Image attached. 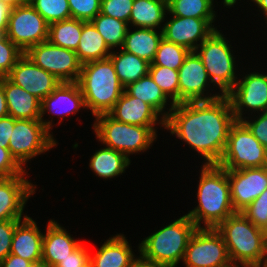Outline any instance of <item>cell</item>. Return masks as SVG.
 <instances>
[{
	"label": "cell",
	"instance_id": "cell-1",
	"mask_svg": "<svg viewBox=\"0 0 267 267\" xmlns=\"http://www.w3.org/2000/svg\"><path fill=\"white\" fill-rule=\"evenodd\" d=\"M165 129L196 150L206 163L218 164L236 121L226 95L212 101L177 103L163 113Z\"/></svg>",
	"mask_w": 267,
	"mask_h": 267
},
{
	"label": "cell",
	"instance_id": "cell-2",
	"mask_svg": "<svg viewBox=\"0 0 267 267\" xmlns=\"http://www.w3.org/2000/svg\"><path fill=\"white\" fill-rule=\"evenodd\" d=\"M197 190L198 206L186 214L197 228H216L236 211L232 205L227 170L203 164Z\"/></svg>",
	"mask_w": 267,
	"mask_h": 267
},
{
	"label": "cell",
	"instance_id": "cell-3",
	"mask_svg": "<svg viewBox=\"0 0 267 267\" xmlns=\"http://www.w3.org/2000/svg\"><path fill=\"white\" fill-rule=\"evenodd\" d=\"M216 230L223 237L233 266L258 267L267 258V232L241 212L232 214Z\"/></svg>",
	"mask_w": 267,
	"mask_h": 267
},
{
	"label": "cell",
	"instance_id": "cell-4",
	"mask_svg": "<svg viewBox=\"0 0 267 267\" xmlns=\"http://www.w3.org/2000/svg\"><path fill=\"white\" fill-rule=\"evenodd\" d=\"M77 83L86 109H90L95 117L108 114L125 89L110 58L83 64Z\"/></svg>",
	"mask_w": 267,
	"mask_h": 267
},
{
	"label": "cell",
	"instance_id": "cell-5",
	"mask_svg": "<svg viewBox=\"0 0 267 267\" xmlns=\"http://www.w3.org/2000/svg\"><path fill=\"white\" fill-rule=\"evenodd\" d=\"M197 229L185 214L146 237L139 244L140 256L150 262L176 267L184 258L188 241Z\"/></svg>",
	"mask_w": 267,
	"mask_h": 267
},
{
	"label": "cell",
	"instance_id": "cell-6",
	"mask_svg": "<svg viewBox=\"0 0 267 267\" xmlns=\"http://www.w3.org/2000/svg\"><path fill=\"white\" fill-rule=\"evenodd\" d=\"M93 125L96 137L106 147L125 154L147 150L157 138L154 126H137L119 122L109 114L95 117Z\"/></svg>",
	"mask_w": 267,
	"mask_h": 267
},
{
	"label": "cell",
	"instance_id": "cell-7",
	"mask_svg": "<svg viewBox=\"0 0 267 267\" xmlns=\"http://www.w3.org/2000/svg\"><path fill=\"white\" fill-rule=\"evenodd\" d=\"M226 169L267 166V149L254 137L242 121H235L229 130L224 153L217 164Z\"/></svg>",
	"mask_w": 267,
	"mask_h": 267
},
{
	"label": "cell",
	"instance_id": "cell-8",
	"mask_svg": "<svg viewBox=\"0 0 267 267\" xmlns=\"http://www.w3.org/2000/svg\"><path fill=\"white\" fill-rule=\"evenodd\" d=\"M222 32L217 29L200 44L195 52L201 58L210 81L226 95L238 80L235 58ZM200 48V49H199ZM199 49V51H198Z\"/></svg>",
	"mask_w": 267,
	"mask_h": 267
},
{
	"label": "cell",
	"instance_id": "cell-9",
	"mask_svg": "<svg viewBox=\"0 0 267 267\" xmlns=\"http://www.w3.org/2000/svg\"><path fill=\"white\" fill-rule=\"evenodd\" d=\"M183 262L186 267H233L227 246L216 228H197L190 237Z\"/></svg>",
	"mask_w": 267,
	"mask_h": 267
},
{
	"label": "cell",
	"instance_id": "cell-10",
	"mask_svg": "<svg viewBox=\"0 0 267 267\" xmlns=\"http://www.w3.org/2000/svg\"><path fill=\"white\" fill-rule=\"evenodd\" d=\"M56 145V140L40 119H14L8 148L21 166Z\"/></svg>",
	"mask_w": 267,
	"mask_h": 267
},
{
	"label": "cell",
	"instance_id": "cell-11",
	"mask_svg": "<svg viewBox=\"0 0 267 267\" xmlns=\"http://www.w3.org/2000/svg\"><path fill=\"white\" fill-rule=\"evenodd\" d=\"M25 54L61 82H78L82 64L74 50L56 46L47 40L30 47Z\"/></svg>",
	"mask_w": 267,
	"mask_h": 267
},
{
	"label": "cell",
	"instance_id": "cell-12",
	"mask_svg": "<svg viewBox=\"0 0 267 267\" xmlns=\"http://www.w3.org/2000/svg\"><path fill=\"white\" fill-rule=\"evenodd\" d=\"M49 24L29 1L11 10L6 36L25 53L30 47L48 40Z\"/></svg>",
	"mask_w": 267,
	"mask_h": 267
},
{
	"label": "cell",
	"instance_id": "cell-13",
	"mask_svg": "<svg viewBox=\"0 0 267 267\" xmlns=\"http://www.w3.org/2000/svg\"><path fill=\"white\" fill-rule=\"evenodd\" d=\"M229 98L235 120L245 119L243 107L253 112H267V74L250 73L236 82L226 94Z\"/></svg>",
	"mask_w": 267,
	"mask_h": 267
},
{
	"label": "cell",
	"instance_id": "cell-14",
	"mask_svg": "<svg viewBox=\"0 0 267 267\" xmlns=\"http://www.w3.org/2000/svg\"><path fill=\"white\" fill-rule=\"evenodd\" d=\"M231 201L241 212L267 189V166L227 170Z\"/></svg>",
	"mask_w": 267,
	"mask_h": 267
},
{
	"label": "cell",
	"instance_id": "cell-15",
	"mask_svg": "<svg viewBox=\"0 0 267 267\" xmlns=\"http://www.w3.org/2000/svg\"><path fill=\"white\" fill-rule=\"evenodd\" d=\"M172 17L162 26L163 38L190 51H195L217 29L212 24L215 18Z\"/></svg>",
	"mask_w": 267,
	"mask_h": 267
},
{
	"label": "cell",
	"instance_id": "cell-16",
	"mask_svg": "<svg viewBox=\"0 0 267 267\" xmlns=\"http://www.w3.org/2000/svg\"><path fill=\"white\" fill-rule=\"evenodd\" d=\"M179 73V103L212 101L223 94L204 95L206 87L212 83L208 77L201 58L195 51H191L184 63L178 69Z\"/></svg>",
	"mask_w": 267,
	"mask_h": 267
},
{
	"label": "cell",
	"instance_id": "cell-17",
	"mask_svg": "<svg viewBox=\"0 0 267 267\" xmlns=\"http://www.w3.org/2000/svg\"><path fill=\"white\" fill-rule=\"evenodd\" d=\"M6 77L40 101L47 97L61 82L53 74L37 66L25 53L17 60Z\"/></svg>",
	"mask_w": 267,
	"mask_h": 267
},
{
	"label": "cell",
	"instance_id": "cell-18",
	"mask_svg": "<svg viewBox=\"0 0 267 267\" xmlns=\"http://www.w3.org/2000/svg\"><path fill=\"white\" fill-rule=\"evenodd\" d=\"M24 174L0 178V221L22 220L27 199L35 192V186Z\"/></svg>",
	"mask_w": 267,
	"mask_h": 267
},
{
	"label": "cell",
	"instance_id": "cell-19",
	"mask_svg": "<svg viewBox=\"0 0 267 267\" xmlns=\"http://www.w3.org/2000/svg\"><path fill=\"white\" fill-rule=\"evenodd\" d=\"M85 108L84 97L81 88L77 82H60V84L41 101L40 121L50 131L52 129L51 121L43 120L44 114L55 113V115H69ZM52 111V112H51Z\"/></svg>",
	"mask_w": 267,
	"mask_h": 267
},
{
	"label": "cell",
	"instance_id": "cell-20",
	"mask_svg": "<svg viewBox=\"0 0 267 267\" xmlns=\"http://www.w3.org/2000/svg\"><path fill=\"white\" fill-rule=\"evenodd\" d=\"M43 233L31 217L17 223L11 243L10 254L31 261L36 267L41 266Z\"/></svg>",
	"mask_w": 267,
	"mask_h": 267
},
{
	"label": "cell",
	"instance_id": "cell-21",
	"mask_svg": "<svg viewBox=\"0 0 267 267\" xmlns=\"http://www.w3.org/2000/svg\"><path fill=\"white\" fill-rule=\"evenodd\" d=\"M81 244V241L77 242L56 221L50 220L42 240L41 266L55 267Z\"/></svg>",
	"mask_w": 267,
	"mask_h": 267
},
{
	"label": "cell",
	"instance_id": "cell-22",
	"mask_svg": "<svg viewBox=\"0 0 267 267\" xmlns=\"http://www.w3.org/2000/svg\"><path fill=\"white\" fill-rule=\"evenodd\" d=\"M108 114L119 122L131 125L156 126L159 123L165 126V120H158L159 114L149 104L130 96L125 90Z\"/></svg>",
	"mask_w": 267,
	"mask_h": 267
},
{
	"label": "cell",
	"instance_id": "cell-23",
	"mask_svg": "<svg viewBox=\"0 0 267 267\" xmlns=\"http://www.w3.org/2000/svg\"><path fill=\"white\" fill-rule=\"evenodd\" d=\"M5 93L9 116L14 119L36 120L41 118V101L15 85L7 77L0 80Z\"/></svg>",
	"mask_w": 267,
	"mask_h": 267
},
{
	"label": "cell",
	"instance_id": "cell-24",
	"mask_svg": "<svg viewBox=\"0 0 267 267\" xmlns=\"http://www.w3.org/2000/svg\"><path fill=\"white\" fill-rule=\"evenodd\" d=\"M132 252L125 236L117 234L106 240L96 254L92 256L90 253V265L92 267H130L136 259Z\"/></svg>",
	"mask_w": 267,
	"mask_h": 267
},
{
	"label": "cell",
	"instance_id": "cell-25",
	"mask_svg": "<svg viewBox=\"0 0 267 267\" xmlns=\"http://www.w3.org/2000/svg\"><path fill=\"white\" fill-rule=\"evenodd\" d=\"M162 38V30L157 33V30L152 28H135V31L131 32L128 28L122 49L151 64Z\"/></svg>",
	"mask_w": 267,
	"mask_h": 267
},
{
	"label": "cell",
	"instance_id": "cell-26",
	"mask_svg": "<svg viewBox=\"0 0 267 267\" xmlns=\"http://www.w3.org/2000/svg\"><path fill=\"white\" fill-rule=\"evenodd\" d=\"M168 12L167 0H134L129 25L139 28L161 27Z\"/></svg>",
	"mask_w": 267,
	"mask_h": 267
},
{
	"label": "cell",
	"instance_id": "cell-27",
	"mask_svg": "<svg viewBox=\"0 0 267 267\" xmlns=\"http://www.w3.org/2000/svg\"><path fill=\"white\" fill-rule=\"evenodd\" d=\"M111 49L91 21H83L82 35L76 49L81 64L109 58Z\"/></svg>",
	"mask_w": 267,
	"mask_h": 267
},
{
	"label": "cell",
	"instance_id": "cell-28",
	"mask_svg": "<svg viewBox=\"0 0 267 267\" xmlns=\"http://www.w3.org/2000/svg\"><path fill=\"white\" fill-rule=\"evenodd\" d=\"M109 58L113 62L119 81L124 87L148 74L150 63L124 51L122 48L118 53L111 51Z\"/></svg>",
	"mask_w": 267,
	"mask_h": 267
},
{
	"label": "cell",
	"instance_id": "cell-29",
	"mask_svg": "<svg viewBox=\"0 0 267 267\" xmlns=\"http://www.w3.org/2000/svg\"><path fill=\"white\" fill-rule=\"evenodd\" d=\"M130 163V159L125 154L104 147L94 153L89 166L96 176L111 179L124 173Z\"/></svg>",
	"mask_w": 267,
	"mask_h": 267
},
{
	"label": "cell",
	"instance_id": "cell-30",
	"mask_svg": "<svg viewBox=\"0 0 267 267\" xmlns=\"http://www.w3.org/2000/svg\"><path fill=\"white\" fill-rule=\"evenodd\" d=\"M130 96L140 98L145 103L149 104L159 115H162L166 108L167 100L169 99L162 89L154 82L147 74L141 77L136 82L130 83L124 89Z\"/></svg>",
	"mask_w": 267,
	"mask_h": 267
},
{
	"label": "cell",
	"instance_id": "cell-31",
	"mask_svg": "<svg viewBox=\"0 0 267 267\" xmlns=\"http://www.w3.org/2000/svg\"><path fill=\"white\" fill-rule=\"evenodd\" d=\"M83 21L69 18L49 25L48 41L76 51L82 35Z\"/></svg>",
	"mask_w": 267,
	"mask_h": 267
},
{
	"label": "cell",
	"instance_id": "cell-32",
	"mask_svg": "<svg viewBox=\"0 0 267 267\" xmlns=\"http://www.w3.org/2000/svg\"><path fill=\"white\" fill-rule=\"evenodd\" d=\"M91 22L111 50L118 46L122 48L129 28L127 22L102 13H99Z\"/></svg>",
	"mask_w": 267,
	"mask_h": 267
},
{
	"label": "cell",
	"instance_id": "cell-33",
	"mask_svg": "<svg viewBox=\"0 0 267 267\" xmlns=\"http://www.w3.org/2000/svg\"><path fill=\"white\" fill-rule=\"evenodd\" d=\"M214 0H167L168 13L177 17L215 18Z\"/></svg>",
	"mask_w": 267,
	"mask_h": 267
},
{
	"label": "cell",
	"instance_id": "cell-34",
	"mask_svg": "<svg viewBox=\"0 0 267 267\" xmlns=\"http://www.w3.org/2000/svg\"><path fill=\"white\" fill-rule=\"evenodd\" d=\"M190 52L186 47L162 38L158 45L155 58L149 66H164L178 70Z\"/></svg>",
	"mask_w": 267,
	"mask_h": 267
},
{
	"label": "cell",
	"instance_id": "cell-35",
	"mask_svg": "<svg viewBox=\"0 0 267 267\" xmlns=\"http://www.w3.org/2000/svg\"><path fill=\"white\" fill-rule=\"evenodd\" d=\"M148 74L162 89L164 94L172 98L171 107L179 103V73L178 70L164 66H149Z\"/></svg>",
	"mask_w": 267,
	"mask_h": 267
},
{
	"label": "cell",
	"instance_id": "cell-36",
	"mask_svg": "<svg viewBox=\"0 0 267 267\" xmlns=\"http://www.w3.org/2000/svg\"><path fill=\"white\" fill-rule=\"evenodd\" d=\"M50 25L71 18L68 0H28Z\"/></svg>",
	"mask_w": 267,
	"mask_h": 267
},
{
	"label": "cell",
	"instance_id": "cell-37",
	"mask_svg": "<svg viewBox=\"0 0 267 267\" xmlns=\"http://www.w3.org/2000/svg\"><path fill=\"white\" fill-rule=\"evenodd\" d=\"M241 213L256 227L267 232V189H265Z\"/></svg>",
	"mask_w": 267,
	"mask_h": 267
},
{
	"label": "cell",
	"instance_id": "cell-38",
	"mask_svg": "<svg viewBox=\"0 0 267 267\" xmlns=\"http://www.w3.org/2000/svg\"><path fill=\"white\" fill-rule=\"evenodd\" d=\"M24 53L6 36L0 37V74L6 77Z\"/></svg>",
	"mask_w": 267,
	"mask_h": 267
},
{
	"label": "cell",
	"instance_id": "cell-39",
	"mask_svg": "<svg viewBox=\"0 0 267 267\" xmlns=\"http://www.w3.org/2000/svg\"><path fill=\"white\" fill-rule=\"evenodd\" d=\"M71 18L92 21L101 11V0H68Z\"/></svg>",
	"mask_w": 267,
	"mask_h": 267
},
{
	"label": "cell",
	"instance_id": "cell-40",
	"mask_svg": "<svg viewBox=\"0 0 267 267\" xmlns=\"http://www.w3.org/2000/svg\"><path fill=\"white\" fill-rule=\"evenodd\" d=\"M133 3L134 0H101L100 13L129 24Z\"/></svg>",
	"mask_w": 267,
	"mask_h": 267
},
{
	"label": "cell",
	"instance_id": "cell-41",
	"mask_svg": "<svg viewBox=\"0 0 267 267\" xmlns=\"http://www.w3.org/2000/svg\"><path fill=\"white\" fill-rule=\"evenodd\" d=\"M25 170L11 155L9 148H3L0 145V178L25 174Z\"/></svg>",
	"mask_w": 267,
	"mask_h": 267
},
{
	"label": "cell",
	"instance_id": "cell-42",
	"mask_svg": "<svg viewBox=\"0 0 267 267\" xmlns=\"http://www.w3.org/2000/svg\"><path fill=\"white\" fill-rule=\"evenodd\" d=\"M19 221H0V262L10 254L14 230Z\"/></svg>",
	"mask_w": 267,
	"mask_h": 267
},
{
	"label": "cell",
	"instance_id": "cell-43",
	"mask_svg": "<svg viewBox=\"0 0 267 267\" xmlns=\"http://www.w3.org/2000/svg\"><path fill=\"white\" fill-rule=\"evenodd\" d=\"M86 247L84 244H81L55 267H87L90 264V251Z\"/></svg>",
	"mask_w": 267,
	"mask_h": 267
},
{
	"label": "cell",
	"instance_id": "cell-44",
	"mask_svg": "<svg viewBox=\"0 0 267 267\" xmlns=\"http://www.w3.org/2000/svg\"><path fill=\"white\" fill-rule=\"evenodd\" d=\"M254 137L267 149V112H262L256 120H241Z\"/></svg>",
	"mask_w": 267,
	"mask_h": 267
},
{
	"label": "cell",
	"instance_id": "cell-45",
	"mask_svg": "<svg viewBox=\"0 0 267 267\" xmlns=\"http://www.w3.org/2000/svg\"><path fill=\"white\" fill-rule=\"evenodd\" d=\"M14 129V118L12 116H6L0 118V145L3 148H8L9 139Z\"/></svg>",
	"mask_w": 267,
	"mask_h": 267
},
{
	"label": "cell",
	"instance_id": "cell-46",
	"mask_svg": "<svg viewBox=\"0 0 267 267\" xmlns=\"http://www.w3.org/2000/svg\"><path fill=\"white\" fill-rule=\"evenodd\" d=\"M0 267H36L31 261L25 260L22 257L14 254H9L3 261L0 262Z\"/></svg>",
	"mask_w": 267,
	"mask_h": 267
},
{
	"label": "cell",
	"instance_id": "cell-47",
	"mask_svg": "<svg viewBox=\"0 0 267 267\" xmlns=\"http://www.w3.org/2000/svg\"><path fill=\"white\" fill-rule=\"evenodd\" d=\"M11 10V7L3 2H0V37L2 35H6Z\"/></svg>",
	"mask_w": 267,
	"mask_h": 267
},
{
	"label": "cell",
	"instance_id": "cell-48",
	"mask_svg": "<svg viewBox=\"0 0 267 267\" xmlns=\"http://www.w3.org/2000/svg\"><path fill=\"white\" fill-rule=\"evenodd\" d=\"M130 267H169V266L158 264L155 262H150L139 256L131 263Z\"/></svg>",
	"mask_w": 267,
	"mask_h": 267
},
{
	"label": "cell",
	"instance_id": "cell-49",
	"mask_svg": "<svg viewBox=\"0 0 267 267\" xmlns=\"http://www.w3.org/2000/svg\"><path fill=\"white\" fill-rule=\"evenodd\" d=\"M7 102L5 98V93L3 91V86L0 83V118L8 116Z\"/></svg>",
	"mask_w": 267,
	"mask_h": 267
},
{
	"label": "cell",
	"instance_id": "cell-50",
	"mask_svg": "<svg viewBox=\"0 0 267 267\" xmlns=\"http://www.w3.org/2000/svg\"><path fill=\"white\" fill-rule=\"evenodd\" d=\"M0 2L5 3L13 9L15 7H19L20 5L26 4L28 0H0Z\"/></svg>",
	"mask_w": 267,
	"mask_h": 267
},
{
	"label": "cell",
	"instance_id": "cell-51",
	"mask_svg": "<svg viewBox=\"0 0 267 267\" xmlns=\"http://www.w3.org/2000/svg\"><path fill=\"white\" fill-rule=\"evenodd\" d=\"M251 1H253L257 4L258 8H260L262 10L263 14H265L264 16L267 19V0H251Z\"/></svg>",
	"mask_w": 267,
	"mask_h": 267
},
{
	"label": "cell",
	"instance_id": "cell-52",
	"mask_svg": "<svg viewBox=\"0 0 267 267\" xmlns=\"http://www.w3.org/2000/svg\"><path fill=\"white\" fill-rule=\"evenodd\" d=\"M258 267H267V258Z\"/></svg>",
	"mask_w": 267,
	"mask_h": 267
}]
</instances>
